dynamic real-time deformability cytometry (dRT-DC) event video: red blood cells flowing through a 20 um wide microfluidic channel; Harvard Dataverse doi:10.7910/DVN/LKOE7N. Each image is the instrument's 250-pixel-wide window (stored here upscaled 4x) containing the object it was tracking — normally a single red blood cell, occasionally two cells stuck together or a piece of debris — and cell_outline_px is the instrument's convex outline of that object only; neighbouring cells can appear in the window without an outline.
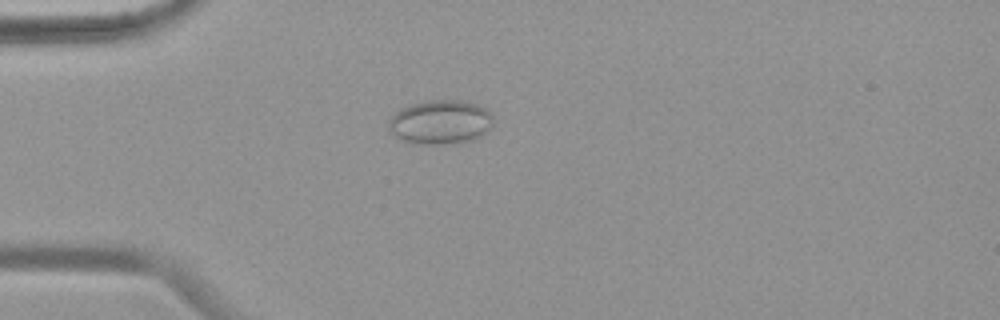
{"species": "common noctule bat (a hibernating species)", "species_latin": "Nyctalus noctula", "temperature_condition": "warm", "stored_images_in_passage": 54, "camera_frame_rate_fps": 3000, "um_per_image_px": 0.085, "animal": {"sex": "female", "body_mass_g": 19.9}, "frame": {"image": 1, "passage_image": 15, "time_ms": 4.667, "image_size_px": [1000, 320], "cell_outline_px": [[492, 124], [480, 136], [472, 140], [440, 144], [428, 144], [404, 140], [396, 136], [388, 128], [388, 120], [400, 108], [412, 104], [428, 100], [460, 100], [480, 104], [492, 116]], "centroid_in_image_um": [37.42, 10.35], "position_along_channel_um": 47.6, "area_um2": 26.53}}
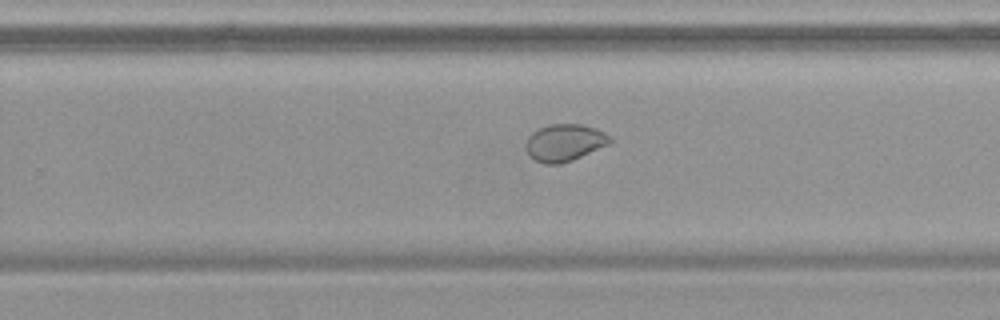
{"frame": {"image": 2, "passage_image": 35, "time_ms": 11.333, "image_size_px": [1000, 320], "cell_outline_px": [[612, 140], [608, 144], [572, 160], [560, 164], [544, 164], [536, 160], [528, 152], [524, 144], [528, 136], [532, 132], [540, 128], [552, 124], [580, 124], [596, 128], [604, 132]], "centroid_in_image_um": [47.96, 12.12], "position_along_channel_um": 281.8, "area_um2": 17.92}}
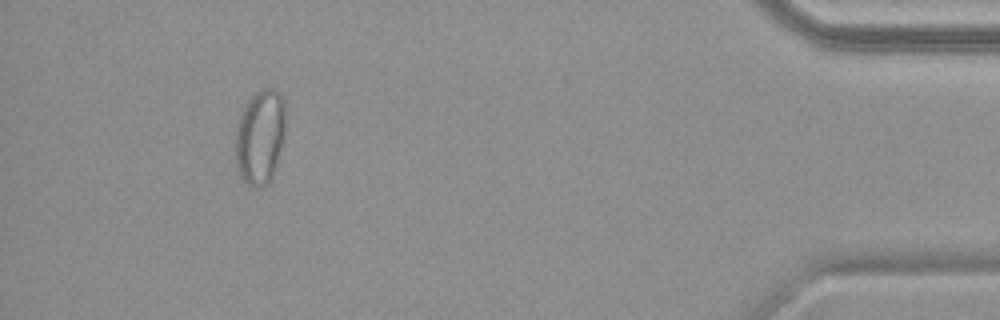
{"frame": {"image": 3, "passage_image": 50, "time_ms": 16.333, "image_size_px": [1000, 320], "cell_outline_px": [[284, 136], [280, 152], [272, 176], [268, 184], [252, 188], [240, 176], [236, 168], [236, 124], [248, 100], [256, 92], [264, 88], [272, 88], [280, 92], [284, 96]], "centroid_in_image_um": [22.11, 11.62], "position_along_channel_um": 413.1, "area_um2": 27.63}}